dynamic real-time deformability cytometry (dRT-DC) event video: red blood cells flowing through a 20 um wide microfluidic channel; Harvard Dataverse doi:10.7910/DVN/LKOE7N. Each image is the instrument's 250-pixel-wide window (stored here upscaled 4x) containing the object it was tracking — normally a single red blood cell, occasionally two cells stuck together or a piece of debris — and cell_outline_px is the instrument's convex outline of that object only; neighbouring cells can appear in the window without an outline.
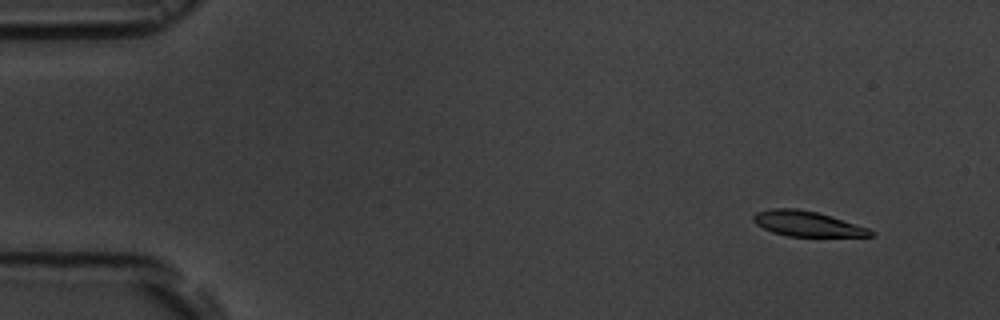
{"species": "common noctule bat (a hibernating species)", "species_latin": "Nyctalus noctula", "temperature_condition": "room temperature", "stored_images_in_passage": 15, "camera_frame_rate_fps": 3000, "um_per_image_px": 0.085, "animal": {"sex": "male", "body_mass_g": 19.5, "forearm_length_mm": 54.6}, "frame": {"image": 1, "passage_image": 2, "time_ms": 1.333, "image_size_px": [1000, 320], "cell_outline_px": [[876, 236], [788, 236], [772, 232], [756, 224], [752, 220], [752, 216], [756, 212], [772, 208], [796, 208], [816, 212], [868, 228], [876, 232]], "centroid_in_image_um": [68.58, 19.02], "position_along_channel_um": 16.4, "area_um2": 17.05}}
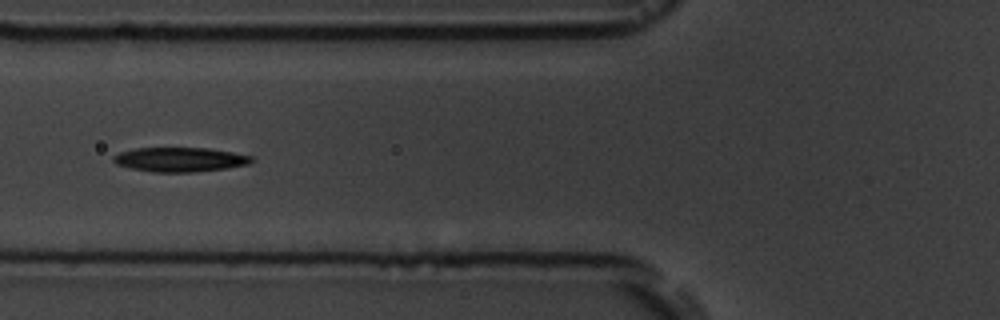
{"frame": {"image": 2, "passage_image": 6, "time_ms": 7.0, "image_size_px": [1000, 320], "cell_outline_px": [[256, 160], [248, 164], [228, 168], [192, 172], [152, 172], [132, 168], [116, 164], [112, 160], [112, 156], [120, 152], [136, 148], [208, 148], [232, 152], [252, 156]], "centroid_in_image_um": [15.31, 13.56], "position_along_channel_um": 110.5, "area_um2": 19.65}}
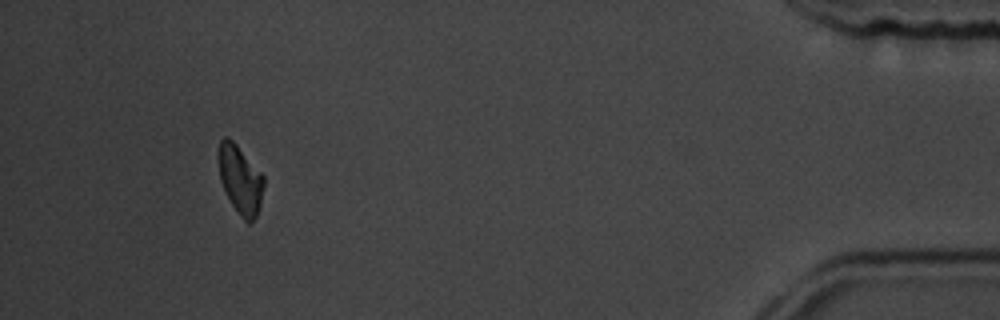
{"frame": {"image": 3, "passage_image": 14, "time_ms": 17.333, "image_size_px": [1000, 320], "cell_outline_px": [[264, 184], [260, 204], [256, 216], [248, 224], [240, 216], [232, 204], [220, 180], [216, 160], [216, 152], [220, 140], [224, 136], [228, 136], [236, 144], [264, 176]], "centroid_in_image_um": [20.37, 15.21], "position_along_channel_um": 414.8, "area_um2": 18.21}, "authors_computed_cell_mechanics": {"area_um2": 18.9584, "velocity_mm_per_s": 3.5857, "shape_relaxation_time_tau1_ms": 2.5502, "shape_relaxation_time_tau2_ms": null, "deformation_change_tau1": 0.097, "deformation_change_tau2": null}}